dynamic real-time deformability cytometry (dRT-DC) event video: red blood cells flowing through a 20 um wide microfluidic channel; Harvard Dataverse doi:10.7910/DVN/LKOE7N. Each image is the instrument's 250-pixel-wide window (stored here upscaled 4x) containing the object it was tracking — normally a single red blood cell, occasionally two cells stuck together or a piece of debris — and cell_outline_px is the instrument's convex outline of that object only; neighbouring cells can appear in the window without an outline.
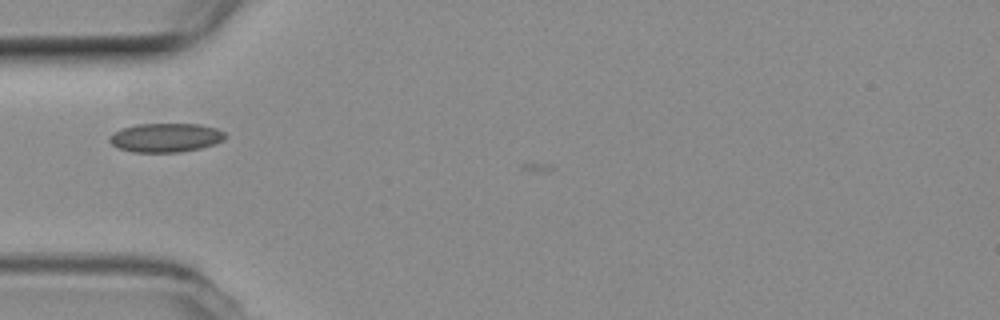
{"species": "common noctule bat (a hibernating species)", "species_latin": "Nyctalus noctula", "temperature_condition": "room temperature", "stored_images_in_passage": 2, "camera_frame_rate_fps": 3000, "um_per_image_px": 0.085, "animal": {"sex": "female", "body_mass_g": 19.3, "forearm_length_mm": 54.1}, "frame": {"image": 1, "passage_image": 1, "time_ms": 0.0, "image_size_px": [1000, 320], "cell_outline_px": [[228, 136], [224, 140], [200, 148], [180, 152], [132, 152], [120, 148], [112, 144], [108, 140], [108, 136], [112, 132], [120, 128], [136, 124], [200, 124], [216, 128], [224, 132]], "centroid_in_image_um": [14.06, 11.69], "position_along_channel_um": 70.9, "area_um2": 19.65}}